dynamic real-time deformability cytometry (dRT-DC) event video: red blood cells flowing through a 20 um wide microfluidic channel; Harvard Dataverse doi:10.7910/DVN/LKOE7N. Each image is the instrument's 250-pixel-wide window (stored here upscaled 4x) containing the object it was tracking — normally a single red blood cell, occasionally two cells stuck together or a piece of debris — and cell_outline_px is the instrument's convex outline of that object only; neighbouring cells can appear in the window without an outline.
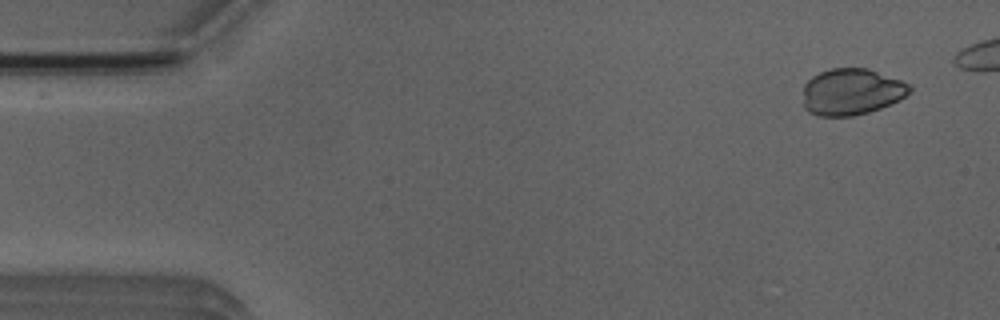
{"species": "Egyptian fruit bat (a non-hibernating species)", "species_latin": "Rousettus aegyptiacus", "temperature_condition": "room temperature", "stored_images_in_passage": 5, "segment_of_instrument_passage": [2, 2], "camera_frame_rate_fps": 3000, "um_per_image_px": 0.085, "animal": {"sex": "male"}, "frame": {"image": 1, "passage_image": 5, "time_ms": 5.333, "image_size_px": [1000, 320], "cell_outline_px": [[912, 92], [900, 100], [880, 108], [868, 112], [852, 116], [820, 116], [808, 112], [804, 108], [804, 84], [812, 76], [820, 72], [832, 68], [868, 68], [912, 84]], "centroid_in_image_um": [72.41, 7.8], "position_along_channel_um": 12.6, "area_um2": 29.13}}